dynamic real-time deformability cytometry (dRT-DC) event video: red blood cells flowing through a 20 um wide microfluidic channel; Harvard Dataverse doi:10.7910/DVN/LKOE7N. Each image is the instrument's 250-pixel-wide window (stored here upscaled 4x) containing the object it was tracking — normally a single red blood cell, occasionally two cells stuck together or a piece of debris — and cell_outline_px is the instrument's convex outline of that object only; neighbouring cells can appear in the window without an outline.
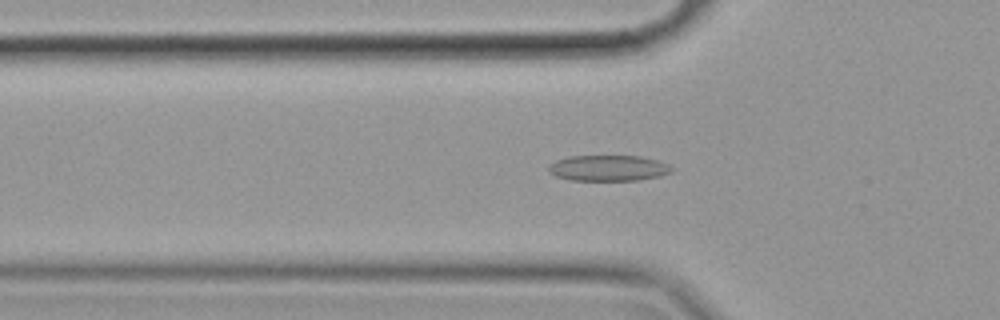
{"species": "common noctule bat (a hibernating species)", "species_latin": "Nyctalus noctula", "temperature_condition": "cold", "stored_images_in_passage": 47, "camera_frame_rate_fps": 3000, "um_per_image_px": 0.085, "animal": {"sex": "female", "body_mass_g": 19.9}, "frame": {"image": 1, "passage_image": 11, "time_ms": 3.333, "image_size_px": [1000, 320], "cell_outline_px": [[676, 168], [672, 172], [660, 176], [640, 180], [572, 180], [556, 176], [548, 172], [548, 168], [556, 160], [572, 156], [640, 156], [656, 160], [668, 164]], "centroid_in_image_um": [51.76, 14.29], "position_along_channel_um": 74.0, "area_um2": 18.5}}
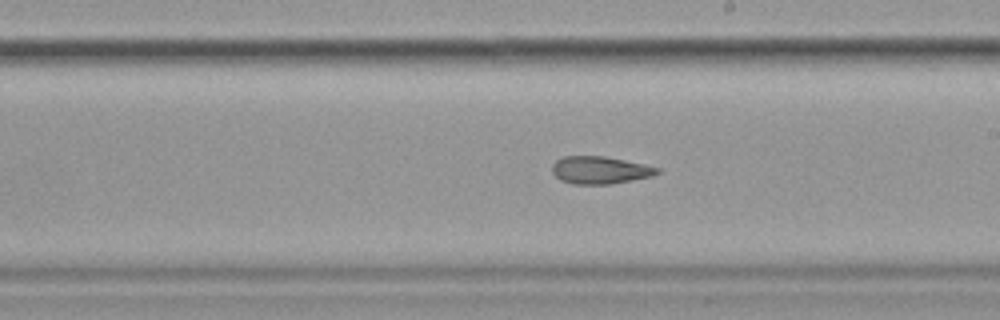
{"frame": {"image": 2, "passage_image": 25, "time_ms": 8.0, "image_size_px": [1000, 320], "cell_outline_px": [[660, 172], [652, 176], [612, 184], [572, 184], [560, 180], [552, 172], [552, 164], [556, 160], [564, 156], [604, 156], [644, 164], [660, 168]], "centroid_in_image_um": [50.99, 14.46], "position_along_channel_um": 238.0, "area_um2": 16.88}}
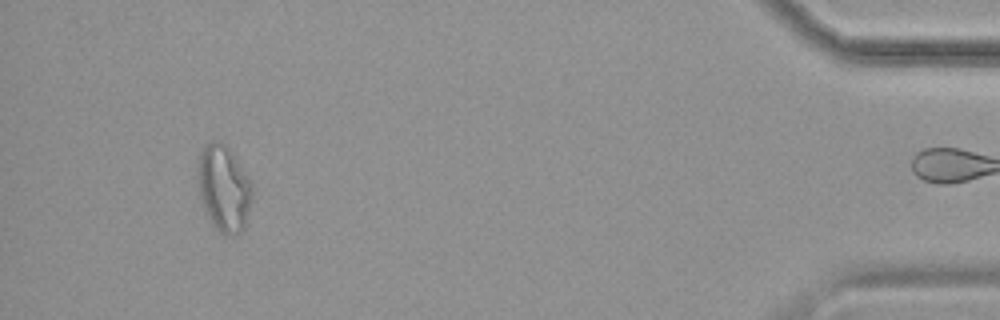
{"frame": {"image": 3, "passage_image": 46, "time_ms": 15.0, "image_size_px": [1000, 320], "cell_outline_px": [[252, 196], [244, 228], [236, 236], [224, 236], [212, 224], [204, 212], [196, 176], [196, 160], [200, 152], [212, 140], [216, 140], [224, 144], [232, 152], [252, 184]], "centroid_in_image_um": [18.99, 16.03], "position_along_channel_um": 416.2, "area_um2": 27.63}, "authors_computed_cell_mechanics": {"area_um2": 17.9758, "velocity_mm_per_s": 3.5161, "shape_relaxation_time_tau1_ms": null, "shape_relaxation_time_tau2_ms": 5.2239, "deformation_change_tau1": null, "deformation_change_tau2": 0.1441}}